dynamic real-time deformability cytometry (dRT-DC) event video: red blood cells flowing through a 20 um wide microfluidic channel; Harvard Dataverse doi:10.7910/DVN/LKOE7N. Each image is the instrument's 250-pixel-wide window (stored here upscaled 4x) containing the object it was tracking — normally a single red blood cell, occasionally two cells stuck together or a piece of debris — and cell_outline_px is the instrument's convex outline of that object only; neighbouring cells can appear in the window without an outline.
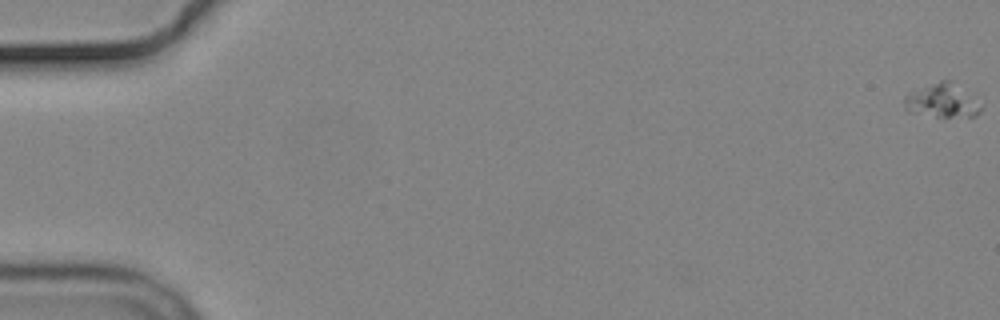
{"species": "common noctule bat (a hibernating species)", "species_latin": "Nyctalus noctula", "temperature_condition": "cold", "stored_images_in_passage": 57, "camera_frame_rate_fps": 3000, "um_per_image_px": 0.085, "animal": {"sex": "male", "body_mass_g": 19.2, "forearm_length_mm": 51.8}, "frame": {"image": 1, "passage_image": 1, "time_ms": 0.0, "image_size_px": [1000, 320], "cell_outline_px": [[980, 112], [976, 116], [936, 116], [912, 112], [904, 108], [904, 96], [940, 80], [952, 80], [980, 108]], "centroid_in_image_um": [80.01, 8.57], "position_along_channel_um": 5.0, "area_um2": 14.1}}
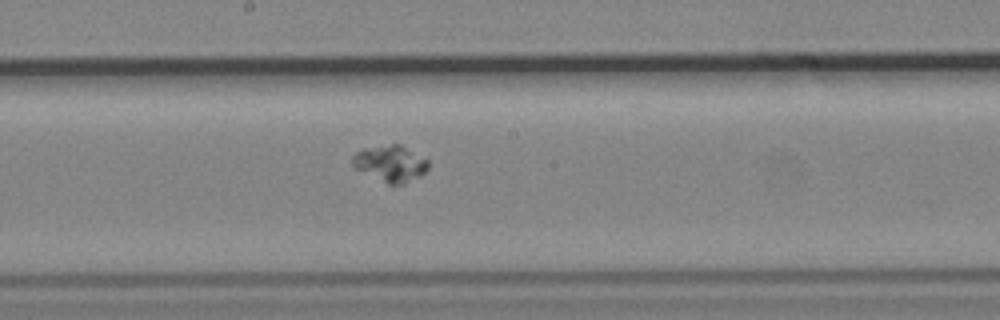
{"frame": {"image": 2, "passage_image": 32, "time_ms": 10.333, "image_size_px": [1000, 320], "cell_outline_px": [[428, 168], [420, 176], [404, 184], [388, 184], [356, 168], [352, 164], [352, 156], [356, 152], [364, 148], [392, 144], [400, 144], [428, 160]], "centroid_in_image_um": [33.19, 13.89], "position_along_channel_um": 215.0, "area_um2": 15.78}}
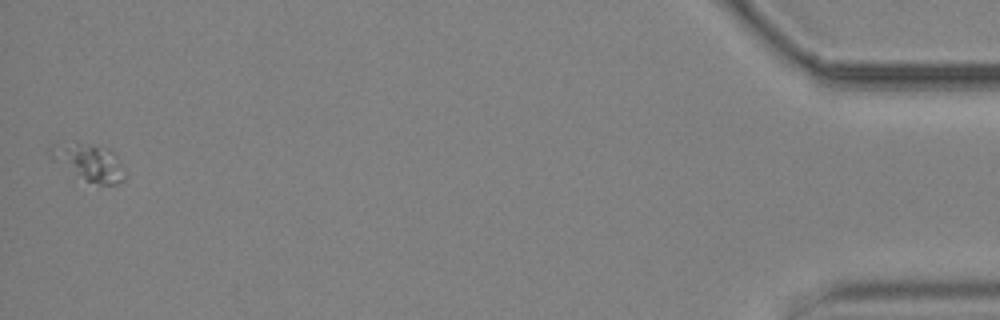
{"frame": {"image": 3, "passage_image": 57, "time_ms": 18.667, "image_size_px": [1000, 320], "cell_outline_px": [[128, 176], [124, 180], [116, 184], [100, 184], [88, 180], [52, 156], [48, 148], [56, 140], [92, 144], [108, 148], [112, 152]], "centroid_in_image_um": [7.61, 13.72], "position_along_channel_um": 427.6, "area_um2": 15.37}}